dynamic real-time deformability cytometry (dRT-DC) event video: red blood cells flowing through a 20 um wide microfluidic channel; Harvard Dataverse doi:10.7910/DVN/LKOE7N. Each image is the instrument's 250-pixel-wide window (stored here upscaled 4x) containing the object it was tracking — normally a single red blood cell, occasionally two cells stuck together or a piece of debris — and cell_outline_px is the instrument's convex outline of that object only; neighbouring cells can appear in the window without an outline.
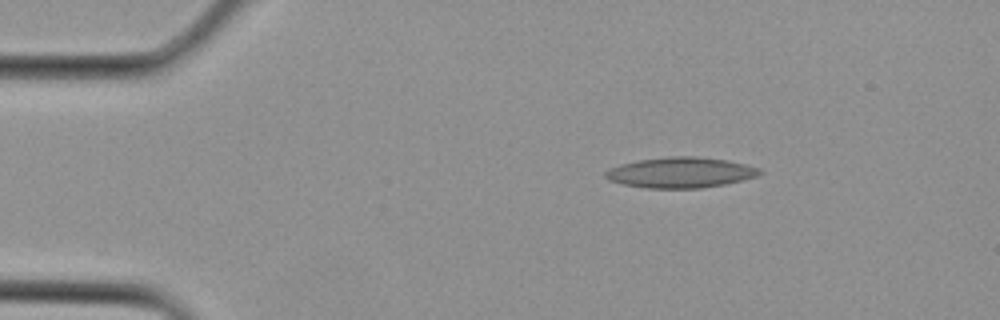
{"species": "Egyptian fruit bat (a non-hibernating species)", "species_latin": "Rousettus aegyptiacus", "temperature_condition": "cold", "stored_images_in_passage": 2, "camera_frame_rate_fps": 3000, "um_per_image_px": 0.085, "animal": {"sex": "female"}, "frame": {"image": 1, "passage_image": 1, "time_ms": 0.0, "image_size_px": [1000, 320], "cell_outline_px": [[764, 172], [756, 176], [724, 184], [700, 188], [648, 188], [624, 184], [608, 180], [604, 176], [604, 172], [608, 168], [620, 164], [640, 160], [668, 156], [696, 156], [728, 160], [760, 168]], "centroid_in_image_um": [57.83, 14.65], "position_along_channel_um": 27.2, "area_um2": 27.4}}